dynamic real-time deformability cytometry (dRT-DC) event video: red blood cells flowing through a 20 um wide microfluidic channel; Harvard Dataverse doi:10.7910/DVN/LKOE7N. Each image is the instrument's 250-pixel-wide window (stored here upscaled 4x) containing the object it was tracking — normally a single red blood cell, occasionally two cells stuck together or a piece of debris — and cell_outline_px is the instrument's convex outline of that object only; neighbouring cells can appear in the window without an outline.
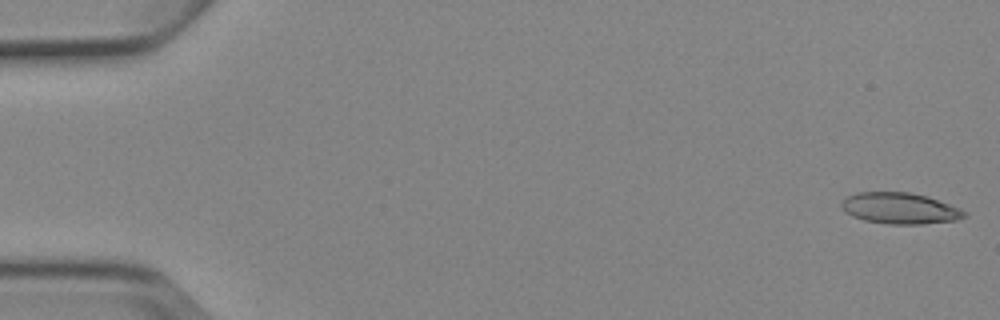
{"species": "Egyptian fruit bat (a non-hibernating species)", "species_latin": "Rousettus aegyptiacus", "temperature_condition": "cold", "stored_images_in_passage": 4, "camera_frame_rate_fps": 3000, "um_per_image_px": 0.085, "animal": {"sex": "female"}, "frame": {"image": 1, "passage_image": 1, "time_ms": 0.0, "image_size_px": [1000, 320], "cell_outline_px": [[968, 216], [956, 220], [920, 224], [888, 224], [864, 220], [852, 216], [844, 212], [840, 208], [840, 204], [848, 196], [856, 192], [912, 192], [928, 196], [960, 208], [968, 212]], "centroid_in_image_um": [76.5, 17.7], "position_along_channel_um": 8.5, "area_um2": 22.54}}